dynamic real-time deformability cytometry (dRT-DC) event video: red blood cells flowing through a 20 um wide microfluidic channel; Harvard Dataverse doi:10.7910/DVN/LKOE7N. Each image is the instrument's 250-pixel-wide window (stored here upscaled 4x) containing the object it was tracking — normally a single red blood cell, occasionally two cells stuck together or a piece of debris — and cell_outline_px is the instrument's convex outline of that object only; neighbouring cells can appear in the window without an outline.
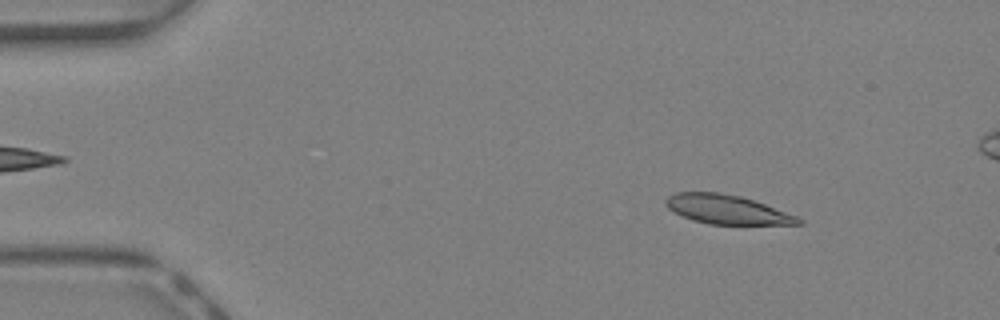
{"species": "Egyptian fruit bat (a non-hibernating species)", "species_latin": "Rousettus aegyptiacus", "temperature_condition": "warm", "stored_images_in_passage": 44, "camera_frame_rate_fps": 3000, "um_per_image_px": 0.085, "animal": {"sex": "female"}, "frame": {"image": 1, "passage_image": 5, "time_ms": 1.333, "image_size_px": [1000, 320], "cell_outline_px": [[804, 224], [708, 224], [692, 220], [668, 208], [664, 204], [664, 200], [668, 196], [676, 192], [720, 192], [740, 196], [764, 204], [796, 216], [804, 220]], "centroid_in_image_um": [61.76, 17.8], "position_along_channel_um": 23.2, "area_um2": 22.25}}
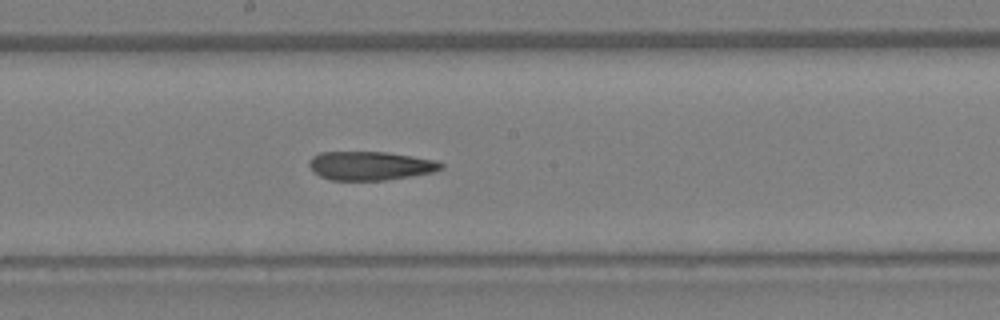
{"frame": {"image": 2, "passage_image": 23, "time_ms": 7.333, "image_size_px": [1000, 320], "cell_outline_px": [[444, 168], [432, 172], [412, 176], [384, 180], [332, 180], [320, 176], [308, 164], [312, 156], [320, 152], [388, 152], [436, 160], [444, 164]], "centroid_in_image_um": [31.51, 14.08], "position_along_channel_um": 216.7, "area_um2": 22.02}}
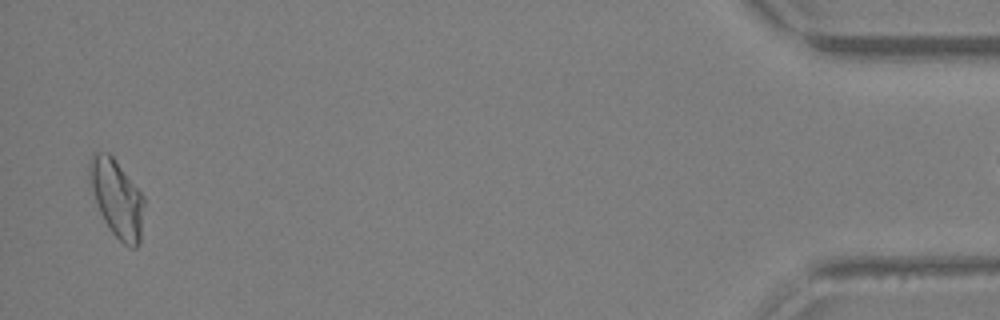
{"frame": {"image": 3, "passage_image": 42, "time_ms": 13.667, "image_size_px": [1000, 320], "cell_outline_px": [[144, 204], [140, 240], [136, 248], [132, 248], [124, 244], [112, 232], [104, 220], [100, 212], [88, 184], [88, 164], [92, 152], [108, 152], [116, 160], [144, 196]], "centroid_in_image_um": [9.9, 16.82], "position_along_channel_um": 425.3, "area_um2": 24.8}, "authors_computed_cell_mechanics": {"area_um2": 23.0044, "velocity_mm_per_s": 4.6639, "shape_relaxation_time_tau1_ms": null, "shape_relaxation_time_tau2_ms": 5.7212, "deformation_change_tau1": null, "deformation_change_tau2": 0.1513}}